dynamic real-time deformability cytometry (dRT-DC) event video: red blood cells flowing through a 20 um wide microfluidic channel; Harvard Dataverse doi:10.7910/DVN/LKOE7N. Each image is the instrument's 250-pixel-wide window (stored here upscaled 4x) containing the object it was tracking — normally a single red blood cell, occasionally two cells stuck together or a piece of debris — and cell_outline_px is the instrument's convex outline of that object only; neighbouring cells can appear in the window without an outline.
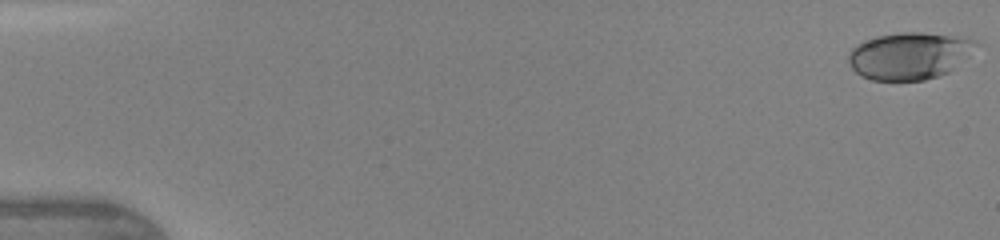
{"species": "human", "species_latin": "Homo sapiens", "temperature_condition": "warm", "stored_images_in_passage": 47, "camera_frame_rate_fps": 3000, "um_per_image_px": 0.085, "donor": {"sex": "female"}, "frame": {"image": 1, "passage_image": 1, "time_ms": 0.0, "image_size_px": [1000, 240], "cell_outline_px": [[984, 44], [948, 72], [924, 80], [872, 80], [860, 76], [852, 68], [848, 60], [848, 52], [856, 44], [864, 40], [876, 36], [900, 32], [920, 32], [968, 36]], "centroid_in_image_um": [77.36, 4.71], "position_along_channel_um": 7.6, "area_um2": 35.66}}
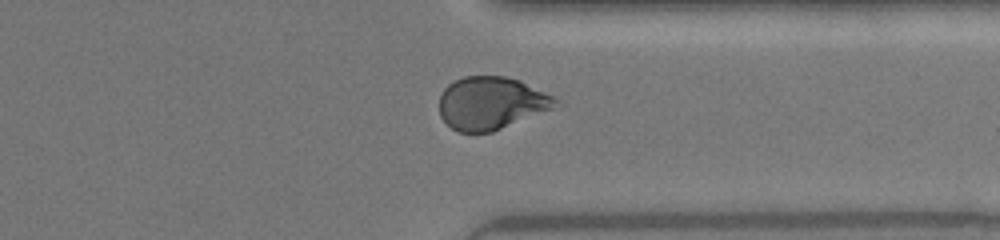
{"frame": {"image": 2, "passage_image": 37, "time_ms": 12.0, "image_size_px": [1000, 240], "cell_outline_px": [[556, 100], [552, 108], [492, 132], [460, 132], [452, 128], [440, 116], [440, 96], [444, 88], [448, 84], [464, 76], [504, 76], [520, 80], [552, 96]], "centroid_in_image_um": [41.69, 8.76], "position_along_channel_um": 369.7, "area_um2": 35.08}}
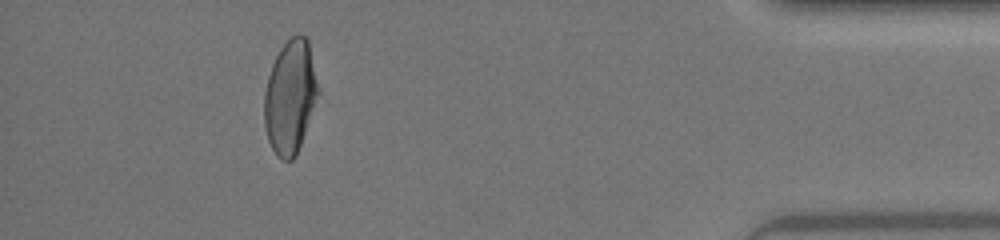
{"frame": {"image": 3, "passage_image": 43, "time_ms": 14.0, "image_size_px": [1000, 240], "cell_outline_px": [[320, 92], [296, 156], [292, 160], [280, 160], [276, 156], [268, 140], [264, 124], [264, 92], [268, 76], [272, 64], [280, 48], [292, 36], [304, 36], [308, 40], [320, 88]], "centroid_in_image_um": [24.67, 8.26], "position_along_channel_um": 410.5, "area_um2": 35.78}, "authors_computed_cell_mechanics": {"area_um2": 35.7782, "velocity_mm_per_s": 4.3703, "shape_relaxation_time_tau1_ms": 7.128, "shape_relaxation_time_tau2_ms": 1.1096, "deformation_change_tau1": 0.2361, "deformation_change_tau2": 0.0626}}